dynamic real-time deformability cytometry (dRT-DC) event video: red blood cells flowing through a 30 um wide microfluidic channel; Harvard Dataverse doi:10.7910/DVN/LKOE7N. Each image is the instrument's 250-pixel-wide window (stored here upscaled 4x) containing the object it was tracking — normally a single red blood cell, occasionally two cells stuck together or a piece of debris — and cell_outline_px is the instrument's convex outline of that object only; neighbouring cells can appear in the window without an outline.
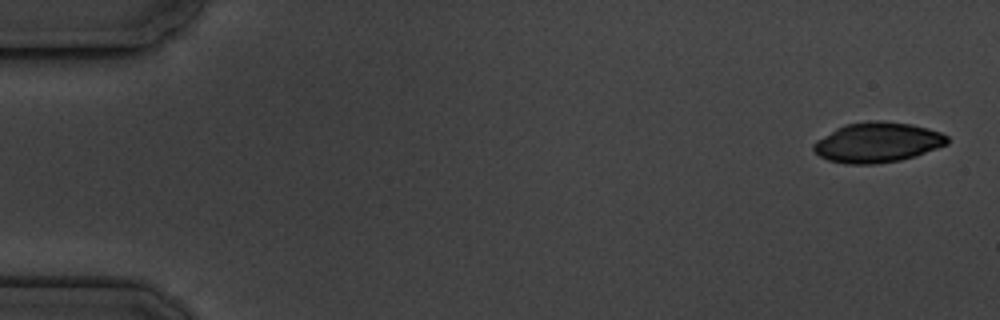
{"species": "common noctule bat (a hibernating species)", "species_latin": "Nyctalus noctula", "temperature_condition": "cold", "stored_images_in_passage": 11, "camera_frame_rate_fps": 3000, "um_per_image_px": 0.085, "animal": {"sex": "male", "body_mass_g": 19.5, "forearm_length_mm": 54.6}, "frame": {"image": 1, "passage_image": 1, "time_ms": 0.0, "image_size_px": [1000, 320], "cell_outline_px": [[948, 144], [916, 156], [900, 160], [876, 164], [844, 164], [828, 160], [820, 156], [812, 148], [812, 144], [816, 140], [836, 128], [844, 124], [868, 120], [884, 120], [912, 124], [928, 128], [940, 132], [948, 136]], "centroid_in_image_um": [74.57, 12.09], "position_along_channel_um": 10.4, "area_um2": 31.56}}